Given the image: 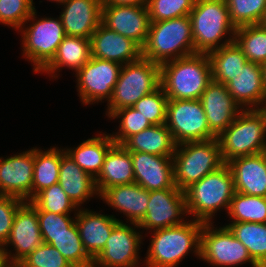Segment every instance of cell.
I'll list each match as a JSON object with an SVG mask.
<instances>
[{"label":"cell","instance_id":"1","mask_svg":"<svg viewBox=\"0 0 266 267\" xmlns=\"http://www.w3.org/2000/svg\"><path fill=\"white\" fill-rule=\"evenodd\" d=\"M203 225L204 222L192 219L178 226L150 231L153 235L143 266L178 267L191 252L200 259Z\"/></svg>","mask_w":266,"mask_h":267},{"label":"cell","instance_id":"2","mask_svg":"<svg viewBox=\"0 0 266 267\" xmlns=\"http://www.w3.org/2000/svg\"><path fill=\"white\" fill-rule=\"evenodd\" d=\"M161 86L168 100L200 99L212 81L208 54L195 53L160 65Z\"/></svg>","mask_w":266,"mask_h":267},{"label":"cell","instance_id":"3","mask_svg":"<svg viewBox=\"0 0 266 267\" xmlns=\"http://www.w3.org/2000/svg\"><path fill=\"white\" fill-rule=\"evenodd\" d=\"M234 193V179L225 163L184 190L188 215L193 220L212 223L217 211L229 210Z\"/></svg>","mask_w":266,"mask_h":267},{"label":"cell","instance_id":"4","mask_svg":"<svg viewBox=\"0 0 266 267\" xmlns=\"http://www.w3.org/2000/svg\"><path fill=\"white\" fill-rule=\"evenodd\" d=\"M189 17L195 53L208 54L234 41L236 28L225 0H195Z\"/></svg>","mask_w":266,"mask_h":267},{"label":"cell","instance_id":"5","mask_svg":"<svg viewBox=\"0 0 266 267\" xmlns=\"http://www.w3.org/2000/svg\"><path fill=\"white\" fill-rule=\"evenodd\" d=\"M195 54L189 15L150 22L142 58L157 64Z\"/></svg>","mask_w":266,"mask_h":267},{"label":"cell","instance_id":"6","mask_svg":"<svg viewBox=\"0 0 266 267\" xmlns=\"http://www.w3.org/2000/svg\"><path fill=\"white\" fill-rule=\"evenodd\" d=\"M224 163L266 151V109H242L218 137Z\"/></svg>","mask_w":266,"mask_h":267},{"label":"cell","instance_id":"7","mask_svg":"<svg viewBox=\"0 0 266 267\" xmlns=\"http://www.w3.org/2000/svg\"><path fill=\"white\" fill-rule=\"evenodd\" d=\"M172 159L174 184L182 191L225 164L217 138L176 145Z\"/></svg>","mask_w":266,"mask_h":267},{"label":"cell","instance_id":"8","mask_svg":"<svg viewBox=\"0 0 266 267\" xmlns=\"http://www.w3.org/2000/svg\"><path fill=\"white\" fill-rule=\"evenodd\" d=\"M37 18L35 9L18 30L22 36V55L27 61H31L35 73H39L52 60L66 36L60 17ZM28 22L30 24L26 26Z\"/></svg>","mask_w":266,"mask_h":267},{"label":"cell","instance_id":"9","mask_svg":"<svg viewBox=\"0 0 266 267\" xmlns=\"http://www.w3.org/2000/svg\"><path fill=\"white\" fill-rule=\"evenodd\" d=\"M160 85V64L141 58L122 65L112 97L107 103L106 116L122 108L132 107L141 97Z\"/></svg>","mask_w":266,"mask_h":267},{"label":"cell","instance_id":"10","mask_svg":"<svg viewBox=\"0 0 266 267\" xmlns=\"http://www.w3.org/2000/svg\"><path fill=\"white\" fill-rule=\"evenodd\" d=\"M214 226L213 223H204L202 227L200 245V259L202 261H207L209 266L214 267H236L247 262L251 267H259L251 259L247 248L227 226L224 225L219 228Z\"/></svg>","mask_w":266,"mask_h":267},{"label":"cell","instance_id":"11","mask_svg":"<svg viewBox=\"0 0 266 267\" xmlns=\"http://www.w3.org/2000/svg\"><path fill=\"white\" fill-rule=\"evenodd\" d=\"M165 124L176 145L217 138L208 127L200 99L168 100Z\"/></svg>","mask_w":266,"mask_h":267},{"label":"cell","instance_id":"12","mask_svg":"<svg viewBox=\"0 0 266 267\" xmlns=\"http://www.w3.org/2000/svg\"><path fill=\"white\" fill-rule=\"evenodd\" d=\"M121 64L91 57L75 74L77 92L83 105L97 104L112 97Z\"/></svg>","mask_w":266,"mask_h":267},{"label":"cell","instance_id":"13","mask_svg":"<svg viewBox=\"0 0 266 267\" xmlns=\"http://www.w3.org/2000/svg\"><path fill=\"white\" fill-rule=\"evenodd\" d=\"M130 224L119 222L113 228L105 247L93 259V267L140 266L142 260L139 256V250L144 237H142L137 223ZM136 228L139 229V232Z\"/></svg>","mask_w":266,"mask_h":267},{"label":"cell","instance_id":"14","mask_svg":"<svg viewBox=\"0 0 266 267\" xmlns=\"http://www.w3.org/2000/svg\"><path fill=\"white\" fill-rule=\"evenodd\" d=\"M186 214V215H185ZM188 215L184 191L177 186L149 191V203L144 218L138 223L139 229L152 230L183 224Z\"/></svg>","mask_w":266,"mask_h":267},{"label":"cell","instance_id":"15","mask_svg":"<svg viewBox=\"0 0 266 267\" xmlns=\"http://www.w3.org/2000/svg\"><path fill=\"white\" fill-rule=\"evenodd\" d=\"M42 243L37 210L25 201L15 213L9 238L2 249L9 264L17 266ZM10 245L15 252L7 248Z\"/></svg>","mask_w":266,"mask_h":267},{"label":"cell","instance_id":"16","mask_svg":"<svg viewBox=\"0 0 266 267\" xmlns=\"http://www.w3.org/2000/svg\"><path fill=\"white\" fill-rule=\"evenodd\" d=\"M34 147L11 156L0 157V195L32 199Z\"/></svg>","mask_w":266,"mask_h":267},{"label":"cell","instance_id":"17","mask_svg":"<svg viewBox=\"0 0 266 267\" xmlns=\"http://www.w3.org/2000/svg\"><path fill=\"white\" fill-rule=\"evenodd\" d=\"M101 23L143 47L150 25L148 7L139 5L102 6Z\"/></svg>","mask_w":266,"mask_h":267},{"label":"cell","instance_id":"18","mask_svg":"<svg viewBox=\"0 0 266 267\" xmlns=\"http://www.w3.org/2000/svg\"><path fill=\"white\" fill-rule=\"evenodd\" d=\"M91 57L116 62L121 65L142 58V47L134 40L124 37L102 23L92 34Z\"/></svg>","mask_w":266,"mask_h":267},{"label":"cell","instance_id":"19","mask_svg":"<svg viewBox=\"0 0 266 267\" xmlns=\"http://www.w3.org/2000/svg\"><path fill=\"white\" fill-rule=\"evenodd\" d=\"M135 183L147 191L174 188L172 156L130 151Z\"/></svg>","mask_w":266,"mask_h":267},{"label":"cell","instance_id":"20","mask_svg":"<svg viewBox=\"0 0 266 267\" xmlns=\"http://www.w3.org/2000/svg\"><path fill=\"white\" fill-rule=\"evenodd\" d=\"M210 131L218 137L238 116L242 108L226 85L211 81L200 97Z\"/></svg>","mask_w":266,"mask_h":267},{"label":"cell","instance_id":"21","mask_svg":"<svg viewBox=\"0 0 266 267\" xmlns=\"http://www.w3.org/2000/svg\"><path fill=\"white\" fill-rule=\"evenodd\" d=\"M234 101L242 109H261L266 107V89L263 82L262 67L247 62L226 84Z\"/></svg>","mask_w":266,"mask_h":267},{"label":"cell","instance_id":"22","mask_svg":"<svg viewBox=\"0 0 266 267\" xmlns=\"http://www.w3.org/2000/svg\"><path fill=\"white\" fill-rule=\"evenodd\" d=\"M75 222L84 250L94 259L105 247L113 228L124 221L115 215H104L81 207L76 213Z\"/></svg>","mask_w":266,"mask_h":267},{"label":"cell","instance_id":"23","mask_svg":"<svg viewBox=\"0 0 266 267\" xmlns=\"http://www.w3.org/2000/svg\"><path fill=\"white\" fill-rule=\"evenodd\" d=\"M226 164L234 179L235 192L266 197V151L237 157Z\"/></svg>","mask_w":266,"mask_h":267},{"label":"cell","instance_id":"24","mask_svg":"<svg viewBox=\"0 0 266 267\" xmlns=\"http://www.w3.org/2000/svg\"><path fill=\"white\" fill-rule=\"evenodd\" d=\"M60 19L66 35L90 39L101 23L100 0H66Z\"/></svg>","mask_w":266,"mask_h":267},{"label":"cell","instance_id":"25","mask_svg":"<svg viewBox=\"0 0 266 267\" xmlns=\"http://www.w3.org/2000/svg\"><path fill=\"white\" fill-rule=\"evenodd\" d=\"M99 198L112 207V210L123 213L128 222L138 224L146 214L149 191L137 183H132L108 188Z\"/></svg>","mask_w":266,"mask_h":267},{"label":"cell","instance_id":"26","mask_svg":"<svg viewBox=\"0 0 266 267\" xmlns=\"http://www.w3.org/2000/svg\"><path fill=\"white\" fill-rule=\"evenodd\" d=\"M58 183L78 209L91 197H99L95 179L62 148Z\"/></svg>","mask_w":266,"mask_h":267},{"label":"cell","instance_id":"27","mask_svg":"<svg viewBox=\"0 0 266 267\" xmlns=\"http://www.w3.org/2000/svg\"><path fill=\"white\" fill-rule=\"evenodd\" d=\"M135 183L130 151L114 144L107 152L95 184L100 195L104 190L118 185Z\"/></svg>","mask_w":266,"mask_h":267},{"label":"cell","instance_id":"28","mask_svg":"<svg viewBox=\"0 0 266 267\" xmlns=\"http://www.w3.org/2000/svg\"><path fill=\"white\" fill-rule=\"evenodd\" d=\"M91 58V41L88 38L66 35L52 60L40 71L58 78L60 69L68 67L77 73ZM56 75V76H55Z\"/></svg>","mask_w":266,"mask_h":267},{"label":"cell","instance_id":"29","mask_svg":"<svg viewBox=\"0 0 266 267\" xmlns=\"http://www.w3.org/2000/svg\"><path fill=\"white\" fill-rule=\"evenodd\" d=\"M115 144L110 134L97 136L81 142L77 147L64 148L65 152L94 179L99 175L108 150Z\"/></svg>","mask_w":266,"mask_h":267},{"label":"cell","instance_id":"30","mask_svg":"<svg viewBox=\"0 0 266 267\" xmlns=\"http://www.w3.org/2000/svg\"><path fill=\"white\" fill-rule=\"evenodd\" d=\"M122 145L128 151L159 156H173L176 149V143L166 124L151 125L130 136Z\"/></svg>","mask_w":266,"mask_h":267},{"label":"cell","instance_id":"31","mask_svg":"<svg viewBox=\"0 0 266 267\" xmlns=\"http://www.w3.org/2000/svg\"><path fill=\"white\" fill-rule=\"evenodd\" d=\"M208 57L211 63L212 81L224 85L248 62L235 41L209 52Z\"/></svg>","mask_w":266,"mask_h":267},{"label":"cell","instance_id":"32","mask_svg":"<svg viewBox=\"0 0 266 267\" xmlns=\"http://www.w3.org/2000/svg\"><path fill=\"white\" fill-rule=\"evenodd\" d=\"M41 237L43 243L56 248L73 267H93V259L84 250L76 222L65 233Z\"/></svg>","mask_w":266,"mask_h":267},{"label":"cell","instance_id":"33","mask_svg":"<svg viewBox=\"0 0 266 267\" xmlns=\"http://www.w3.org/2000/svg\"><path fill=\"white\" fill-rule=\"evenodd\" d=\"M60 162L61 147H50L46 151L34 148L32 198L43 189L58 183Z\"/></svg>","mask_w":266,"mask_h":267},{"label":"cell","instance_id":"34","mask_svg":"<svg viewBox=\"0 0 266 267\" xmlns=\"http://www.w3.org/2000/svg\"><path fill=\"white\" fill-rule=\"evenodd\" d=\"M225 226L247 248L258 266L266 265V223L231 222Z\"/></svg>","mask_w":266,"mask_h":267},{"label":"cell","instance_id":"35","mask_svg":"<svg viewBox=\"0 0 266 267\" xmlns=\"http://www.w3.org/2000/svg\"><path fill=\"white\" fill-rule=\"evenodd\" d=\"M234 41L241 48L248 62L262 65L266 62V28L246 25L236 28Z\"/></svg>","mask_w":266,"mask_h":267},{"label":"cell","instance_id":"36","mask_svg":"<svg viewBox=\"0 0 266 267\" xmlns=\"http://www.w3.org/2000/svg\"><path fill=\"white\" fill-rule=\"evenodd\" d=\"M227 213L230 222L266 223V197L235 192Z\"/></svg>","mask_w":266,"mask_h":267},{"label":"cell","instance_id":"37","mask_svg":"<svg viewBox=\"0 0 266 267\" xmlns=\"http://www.w3.org/2000/svg\"><path fill=\"white\" fill-rule=\"evenodd\" d=\"M231 23L235 28L260 24L266 0H225Z\"/></svg>","mask_w":266,"mask_h":267},{"label":"cell","instance_id":"38","mask_svg":"<svg viewBox=\"0 0 266 267\" xmlns=\"http://www.w3.org/2000/svg\"><path fill=\"white\" fill-rule=\"evenodd\" d=\"M30 201L41 211L56 214H71L73 211H78V208L69 199L59 183L43 189Z\"/></svg>","mask_w":266,"mask_h":267},{"label":"cell","instance_id":"39","mask_svg":"<svg viewBox=\"0 0 266 267\" xmlns=\"http://www.w3.org/2000/svg\"><path fill=\"white\" fill-rule=\"evenodd\" d=\"M108 118H111V120L119 118L120 120L118 121V131L110 134L115 144L119 145H122L130 136L151 126L148 119L142 116L139 111L135 110L133 107H126L114 111Z\"/></svg>","mask_w":266,"mask_h":267},{"label":"cell","instance_id":"40","mask_svg":"<svg viewBox=\"0 0 266 267\" xmlns=\"http://www.w3.org/2000/svg\"><path fill=\"white\" fill-rule=\"evenodd\" d=\"M168 97L160 85L153 92L141 97L132 107L148 119L151 125L165 124Z\"/></svg>","mask_w":266,"mask_h":267},{"label":"cell","instance_id":"41","mask_svg":"<svg viewBox=\"0 0 266 267\" xmlns=\"http://www.w3.org/2000/svg\"><path fill=\"white\" fill-rule=\"evenodd\" d=\"M195 0H148L150 22L165 21L190 15Z\"/></svg>","mask_w":266,"mask_h":267},{"label":"cell","instance_id":"42","mask_svg":"<svg viewBox=\"0 0 266 267\" xmlns=\"http://www.w3.org/2000/svg\"><path fill=\"white\" fill-rule=\"evenodd\" d=\"M33 0H0V23L18 31L35 10Z\"/></svg>","mask_w":266,"mask_h":267},{"label":"cell","instance_id":"43","mask_svg":"<svg viewBox=\"0 0 266 267\" xmlns=\"http://www.w3.org/2000/svg\"><path fill=\"white\" fill-rule=\"evenodd\" d=\"M18 267H73L62 254L49 244L42 243Z\"/></svg>","mask_w":266,"mask_h":267},{"label":"cell","instance_id":"44","mask_svg":"<svg viewBox=\"0 0 266 267\" xmlns=\"http://www.w3.org/2000/svg\"><path fill=\"white\" fill-rule=\"evenodd\" d=\"M28 202L37 210L41 235H60L75 222L76 212L71 217L70 214L41 211L31 201Z\"/></svg>","mask_w":266,"mask_h":267},{"label":"cell","instance_id":"45","mask_svg":"<svg viewBox=\"0 0 266 267\" xmlns=\"http://www.w3.org/2000/svg\"><path fill=\"white\" fill-rule=\"evenodd\" d=\"M24 202L17 197L0 195V246L8 240L15 213Z\"/></svg>","mask_w":266,"mask_h":267},{"label":"cell","instance_id":"46","mask_svg":"<svg viewBox=\"0 0 266 267\" xmlns=\"http://www.w3.org/2000/svg\"><path fill=\"white\" fill-rule=\"evenodd\" d=\"M101 6L106 5H139L147 6L148 0H100Z\"/></svg>","mask_w":266,"mask_h":267},{"label":"cell","instance_id":"47","mask_svg":"<svg viewBox=\"0 0 266 267\" xmlns=\"http://www.w3.org/2000/svg\"><path fill=\"white\" fill-rule=\"evenodd\" d=\"M11 265L8 262L7 256L2 249V246H0V267H10Z\"/></svg>","mask_w":266,"mask_h":267},{"label":"cell","instance_id":"48","mask_svg":"<svg viewBox=\"0 0 266 267\" xmlns=\"http://www.w3.org/2000/svg\"><path fill=\"white\" fill-rule=\"evenodd\" d=\"M261 67H262V73H263L264 87L266 89V62L262 64Z\"/></svg>","mask_w":266,"mask_h":267},{"label":"cell","instance_id":"49","mask_svg":"<svg viewBox=\"0 0 266 267\" xmlns=\"http://www.w3.org/2000/svg\"><path fill=\"white\" fill-rule=\"evenodd\" d=\"M260 25L266 28V10H265L264 16L260 22Z\"/></svg>","mask_w":266,"mask_h":267},{"label":"cell","instance_id":"50","mask_svg":"<svg viewBox=\"0 0 266 267\" xmlns=\"http://www.w3.org/2000/svg\"><path fill=\"white\" fill-rule=\"evenodd\" d=\"M50 2L53 1V2H56V4L58 5H62L66 0H49Z\"/></svg>","mask_w":266,"mask_h":267}]
</instances>
